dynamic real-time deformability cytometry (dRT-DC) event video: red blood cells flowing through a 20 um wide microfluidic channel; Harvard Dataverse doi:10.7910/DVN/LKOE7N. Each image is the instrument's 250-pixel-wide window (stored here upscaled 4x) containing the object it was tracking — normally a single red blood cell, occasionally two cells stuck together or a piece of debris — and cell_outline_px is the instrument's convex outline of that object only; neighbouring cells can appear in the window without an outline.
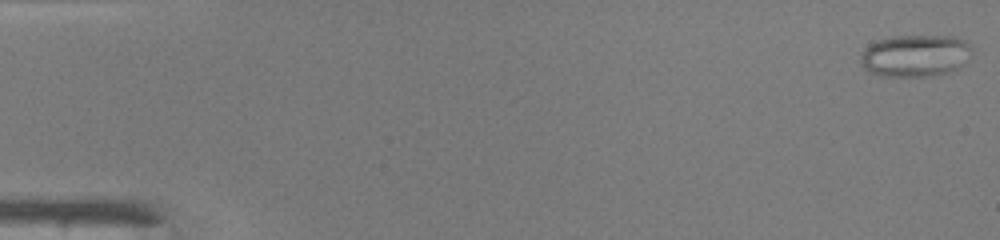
{"species": "common noctule bat (a hibernating species)", "species_latin": "Nyctalus noctula", "temperature_condition": "warm", "stored_images_in_passage": 48, "camera_frame_rate_fps": 3000, "um_per_image_px": 0.085, "animal": {"sex": "male", "body_mass_g": 19.0, "forearm_length_mm": 50.8}, "frame": {"image": 1, "passage_image": 1, "time_ms": 0.0, "image_size_px": [1000, 240], "cell_outline_px": [[972, 48], [960, 64], [956, 68], [948, 72], [932, 76], [880, 76], [864, 68], [860, 60], [860, 56], [864, 48], [880, 40], [892, 36], [952, 36], [964, 40]], "centroid_in_image_um": [77.74, 4.73], "position_along_channel_um": 7.3, "area_um2": 26.76}}
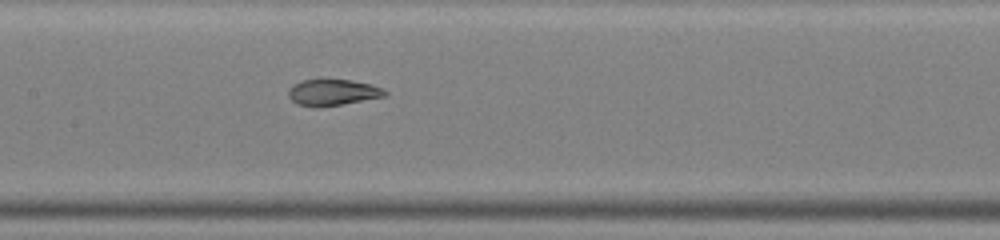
{"frame": {"image": 2, "passage_image": 24, "time_ms": 7.667, "image_size_px": [1000, 240], "cell_outline_px": [[388, 92], [384, 96], [340, 104], [316, 108], [296, 104], [288, 96], [288, 88], [292, 84], [300, 80], [324, 76], [352, 80], [372, 84], [384, 88]], "centroid_in_image_um": [28.21, 7.79], "position_along_channel_um": 179.2, "area_um2": 15.55}}
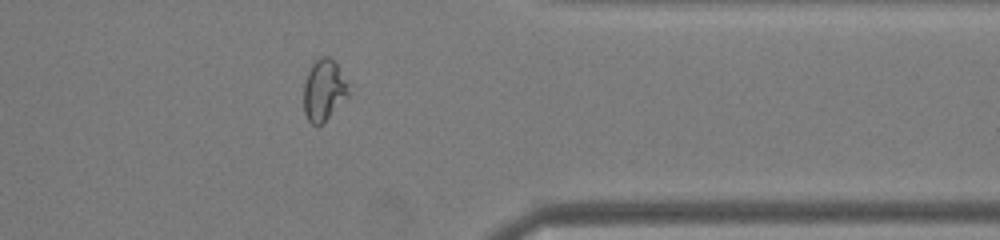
{"frame": {"image": 3, "passage_image": 39, "time_ms": 12.667, "image_size_px": [1000, 240], "cell_outline_px": [[348, 96], [324, 124], [316, 128], [308, 120], [304, 112], [304, 84], [308, 72], [312, 64], [320, 56], [332, 56], [336, 60], [348, 84]], "centroid_in_image_um": [27.54, 7.67], "position_along_channel_um": 383.9, "area_um2": 16.42}, "authors_computed_cell_mechanics": {"area_um2": 18.5827, "velocity_mm_per_s": 4.2744, "shape_relaxation_time_tau1_ms": null, "shape_relaxation_time_tau2_ms": 1.0064, "deformation_change_tau1": null, "deformation_change_tau2": 0.0656}}